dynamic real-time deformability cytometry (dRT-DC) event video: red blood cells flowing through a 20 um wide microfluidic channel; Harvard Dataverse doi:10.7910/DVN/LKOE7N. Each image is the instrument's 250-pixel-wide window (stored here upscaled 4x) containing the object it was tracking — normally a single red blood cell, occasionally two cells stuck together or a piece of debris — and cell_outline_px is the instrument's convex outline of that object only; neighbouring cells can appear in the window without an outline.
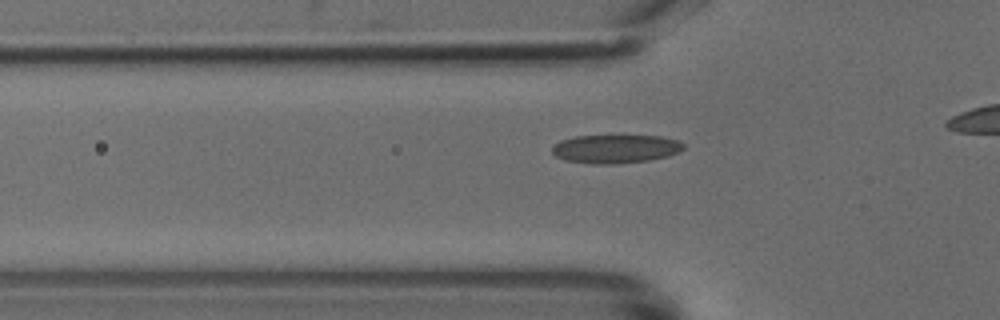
{"species": "common noctule bat (a hibernating species)", "species_latin": "Nyctalus noctula", "temperature_condition": "cold", "stored_images_in_passage": 35, "camera_frame_rate_fps": 3000, "um_per_image_px": 0.085, "animal": {"sex": "male", "body_mass_g": 18.8}, "frame": {"image": 1, "passage_image": 11, "time_ms": 3.333, "image_size_px": [1000, 320], "cell_outline_px": [[684, 148], [680, 152], [668, 156], [648, 160], [612, 164], [592, 164], [564, 160], [556, 156], [552, 152], [552, 148], [560, 140], [576, 136], [660, 136], [680, 140], [684, 144]], "centroid_in_image_um": [52.34, 12.65], "position_along_channel_um": 73.5, "area_um2": 21.85}}
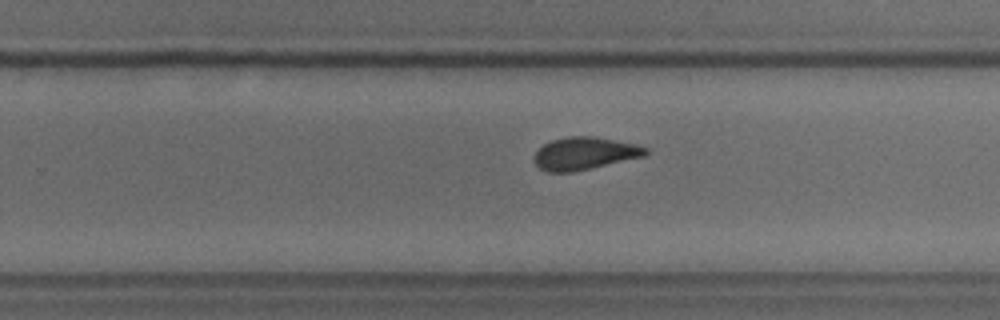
{"frame": {"image": 2, "passage_image": 26, "time_ms": 8.333, "image_size_px": [1000, 320], "cell_outline_px": [[648, 152], [644, 156], [572, 172], [548, 172], [540, 168], [536, 164], [536, 152], [544, 144], [552, 140], [568, 136], [592, 136], [636, 144], [648, 148]], "centroid_in_image_um": [49.7, 13.03], "position_along_channel_um": 280.1, "area_um2": 20.75}}
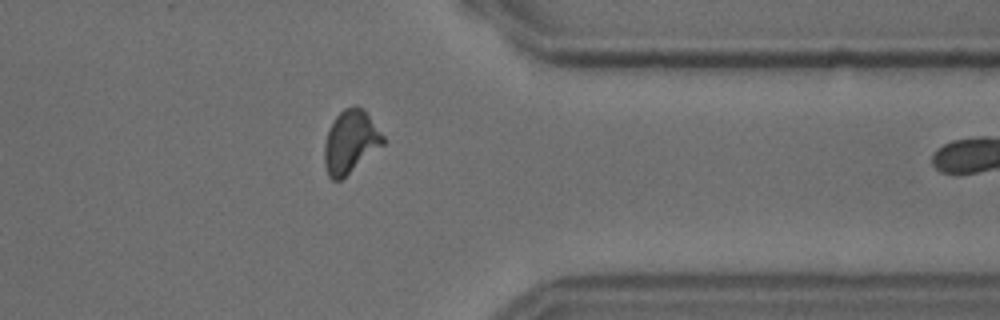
{"frame": {"image": 3, "passage_image": 34, "time_ms": 11.0, "image_size_px": [1000, 320], "cell_outline_px": [[384, 144], [340, 180], [332, 180], [328, 176], [324, 164], [324, 144], [328, 132], [336, 116], [344, 108], [356, 104], [364, 108], [384, 136]], "centroid_in_image_um": [29.79, 12.03], "position_along_channel_um": 381.6, "area_um2": 21.39}}